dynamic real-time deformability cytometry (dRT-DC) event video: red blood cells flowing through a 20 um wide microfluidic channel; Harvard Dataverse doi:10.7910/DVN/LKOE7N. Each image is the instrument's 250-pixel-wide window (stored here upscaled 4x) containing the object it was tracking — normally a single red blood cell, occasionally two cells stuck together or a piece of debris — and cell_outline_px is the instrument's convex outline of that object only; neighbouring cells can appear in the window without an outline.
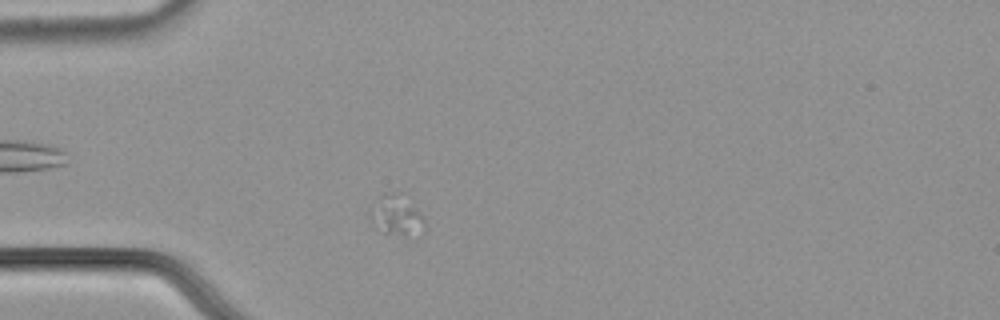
{"species": "common noctule bat (a hibernating species)", "species_latin": "Nyctalus noctula", "temperature_condition": "cold", "stored_images_in_passage": 9, "camera_frame_rate_fps": 3000, "um_per_image_px": 0.085, "animal": {"sex": "male", "body_mass_g": 21.5, "forearm_length_mm": 52.0}, "frame": {"image": 1, "passage_image": 6, "time_ms": 1.667, "image_size_px": [1000, 320], "cell_outline_px": [[424, 228], [404, 236], [380, 232], [368, 220], [368, 212], [376, 196], [380, 192], [400, 192], [420, 212], [424, 220]], "centroid_in_image_um": [33.57, 18.24], "position_along_channel_um": 51.4, "area_um2": 13.12}}